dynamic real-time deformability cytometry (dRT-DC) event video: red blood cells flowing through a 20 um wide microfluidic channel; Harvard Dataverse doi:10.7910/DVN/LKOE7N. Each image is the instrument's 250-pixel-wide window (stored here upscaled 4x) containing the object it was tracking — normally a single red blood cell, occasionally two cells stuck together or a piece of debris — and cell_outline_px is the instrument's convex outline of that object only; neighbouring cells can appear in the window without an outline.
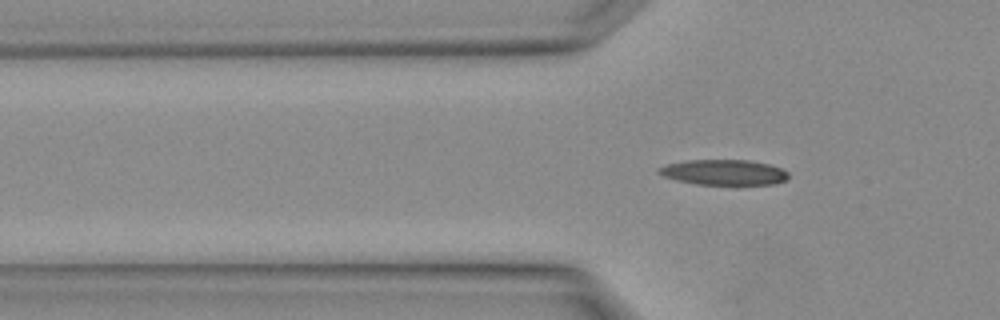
{"species": "Egyptian fruit bat (a non-hibernating species)", "species_latin": "Rousettus aegyptiacus", "temperature_condition": "warm", "stored_images_in_passage": 2, "camera_frame_rate_fps": 3000, "um_per_image_px": 0.085, "animal": {"sex": "female"}, "frame": {"image": 1, "passage_image": 2, "time_ms": 0.333, "image_size_px": [1000, 320], "cell_outline_px": [[788, 180], [776, 184], [736, 188], [732, 188], [696, 184], [676, 180], [664, 176], [656, 172], [656, 168], [668, 164], [688, 160], [748, 160], [768, 164], [780, 168], [788, 172]], "centroid_in_image_um": [61.58, 14.71], "position_along_channel_um": 64.2, "area_um2": 20.35}}